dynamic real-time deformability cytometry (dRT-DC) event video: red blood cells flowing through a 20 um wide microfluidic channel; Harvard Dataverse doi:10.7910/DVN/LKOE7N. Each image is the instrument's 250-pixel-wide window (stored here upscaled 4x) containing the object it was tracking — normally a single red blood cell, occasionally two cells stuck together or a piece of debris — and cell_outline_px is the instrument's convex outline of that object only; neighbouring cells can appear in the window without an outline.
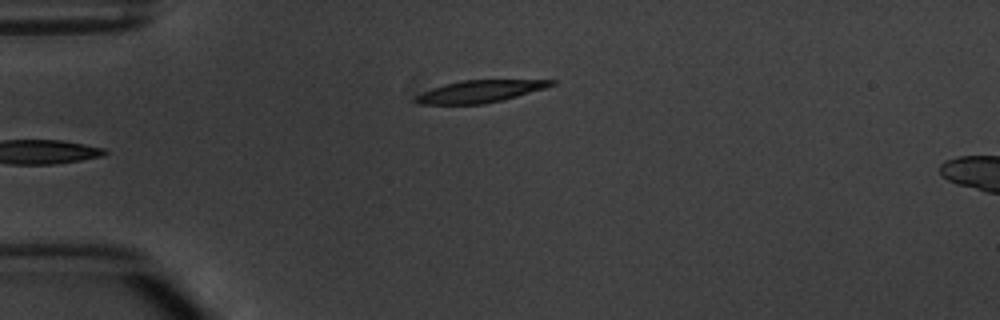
{"species": "common noctule bat (a hibernating species)", "species_latin": "Nyctalus noctula", "temperature_condition": "warm", "stored_images_in_passage": 5, "camera_frame_rate_fps": 3000, "um_per_image_px": 0.085, "animal": {"sex": "male", "body_mass_g": 20.1, "forearm_length_mm": 53.5}, "frame": {"image": 1, "passage_image": 5, "time_ms": 4.667, "image_size_px": [1000, 320], "cell_outline_px": [[556, 84], [544, 88], [504, 100], [484, 104], [420, 104], [412, 100], [416, 96], [432, 88], [444, 84], [460, 80], [556, 80]], "centroid_in_image_um": [40.78, 7.77], "position_along_channel_um": 44.2, "area_um2": 17.46}}